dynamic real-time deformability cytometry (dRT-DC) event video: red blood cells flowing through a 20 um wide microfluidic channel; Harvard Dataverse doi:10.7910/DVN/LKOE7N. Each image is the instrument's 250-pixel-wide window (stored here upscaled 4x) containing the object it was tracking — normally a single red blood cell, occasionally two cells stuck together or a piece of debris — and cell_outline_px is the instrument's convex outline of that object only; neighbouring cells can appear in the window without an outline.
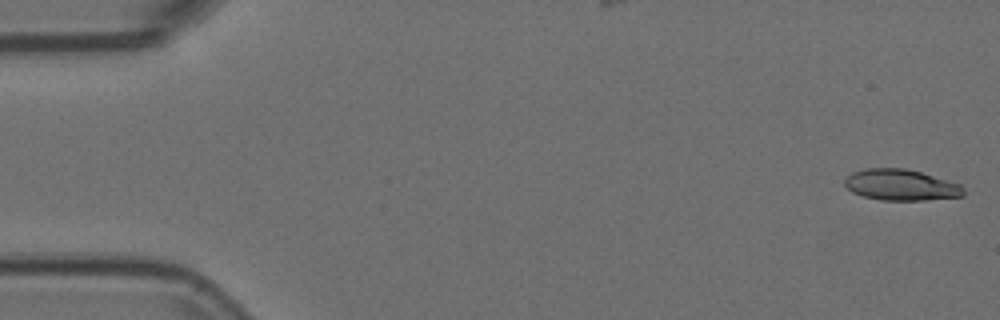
{"species": "Egyptian fruit bat (a non-hibernating species)", "species_latin": "Rousettus aegyptiacus", "temperature_condition": "room temperature", "stored_images_in_passage": 54, "camera_frame_rate_fps": 3000, "um_per_image_px": 0.085, "animal": {"sex": "female"}, "frame": {"image": 1, "passage_image": 1, "time_ms": 0.0, "image_size_px": [1000, 320], "cell_outline_px": [[964, 196], [924, 200], [880, 200], [864, 196], [852, 192], [844, 184], [844, 180], [852, 172], [864, 168], [904, 168], [920, 172], [960, 184], [964, 188]], "centroid_in_image_um": [76.57, 15.72], "position_along_channel_um": 8.4, "area_um2": 21.44}}
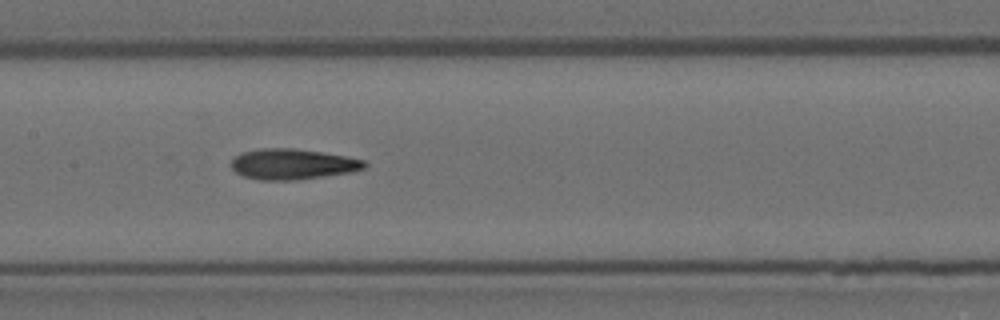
{"frame": {"image": 2, "passage_image": 26, "time_ms": 8.333, "image_size_px": [1000, 320], "cell_outline_px": [[368, 164], [364, 168], [352, 172], [292, 180], [260, 180], [244, 176], [236, 172], [232, 168], [232, 160], [240, 152], [260, 148], [292, 148], [348, 156], [364, 160]], "centroid_in_image_um": [24.87, 13.94], "position_along_channel_um": 182.5, "area_um2": 23.64}}
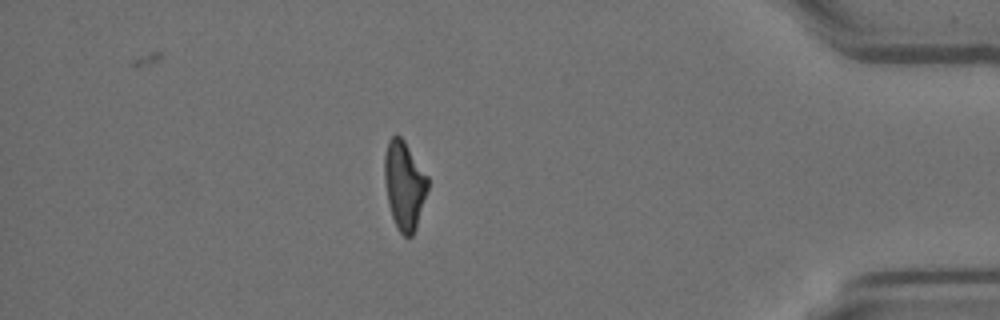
{"frame": {"image": 3, "passage_image": 47, "time_ms": 15.333, "image_size_px": [1000, 320], "cell_outline_px": [[428, 188], [416, 228], [412, 236], [404, 236], [396, 228], [388, 204], [384, 180], [384, 156], [388, 140], [392, 136], [400, 136], [404, 140], [428, 176]], "centroid_in_image_um": [34.35, 15.74], "position_along_channel_um": 400.8, "area_um2": 22.31}, "authors_computed_cell_mechanics": {"area_um2": 22.6576, "velocity_mm_per_s": 3.7136, "shape_relaxation_time_tau1_ms": null, "shape_relaxation_time_tau2_ms": 10.6089, "deformation_change_tau1": null, "deformation_change_tau2": 0.1987}}